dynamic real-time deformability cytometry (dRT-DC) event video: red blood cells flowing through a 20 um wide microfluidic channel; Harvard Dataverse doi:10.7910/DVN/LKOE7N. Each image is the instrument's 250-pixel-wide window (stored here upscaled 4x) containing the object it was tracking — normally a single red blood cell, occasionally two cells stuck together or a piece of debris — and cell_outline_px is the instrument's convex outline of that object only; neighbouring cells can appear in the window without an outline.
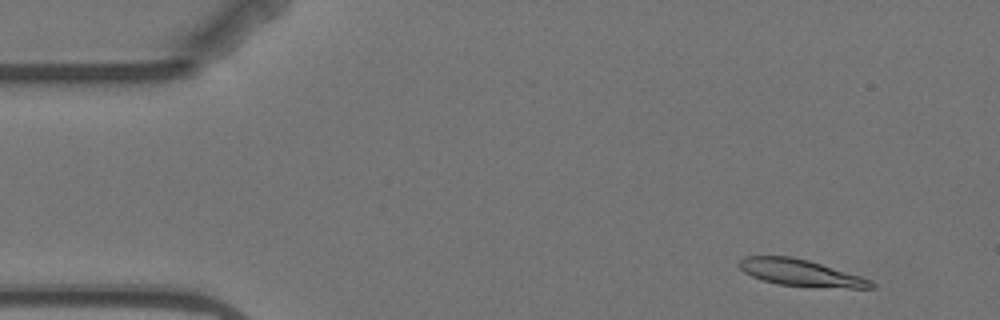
{"species": "Egyptian fruit bat (a non-hibernating species)", "species_latin": "Rousettus aegyptiacus", "temperature_condition": "warm", "stored_images_in_passage": 4, "camera_frame_rate_fps": 3000, "um_per_image_px": 0.085, "animal": {"sex": "female"}, "frame": {"image": 1, "passage_image": 1, "time_ms": 0.0, "image_size_px": [1000, 320], "cell_outline_px": [[876, 288], [812, 288], [776, 284], [752, 276], [744, 272], [736, 264], [744, 256], [792, 256], [808, 260], [860, 276], [872, 280], [876, 284]], "centroid_in_image_um": [68.07, 23.21], "position_along_channel_um": 16.9, "area_um2": 20.87}}
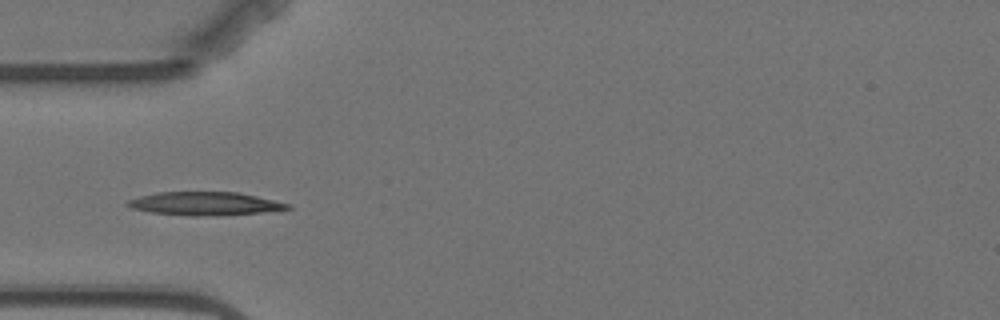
{"frame": {"image": 2, "passage_image": 4, "time_ms": 4.0, "image_size_px": [1000, 320], "cell_outline_px": [[292, 208], [260, 212], [200, 216], [192, 216], [152, 212], [132, 208], [124, 204], [128, 200], [140, 196], [156, 192], [240, 192], [292, 204]], "centroid_in_image_um": [17.41, 17.29], "position_along_channel_um": 67.6, "area_um2": 21.56}}